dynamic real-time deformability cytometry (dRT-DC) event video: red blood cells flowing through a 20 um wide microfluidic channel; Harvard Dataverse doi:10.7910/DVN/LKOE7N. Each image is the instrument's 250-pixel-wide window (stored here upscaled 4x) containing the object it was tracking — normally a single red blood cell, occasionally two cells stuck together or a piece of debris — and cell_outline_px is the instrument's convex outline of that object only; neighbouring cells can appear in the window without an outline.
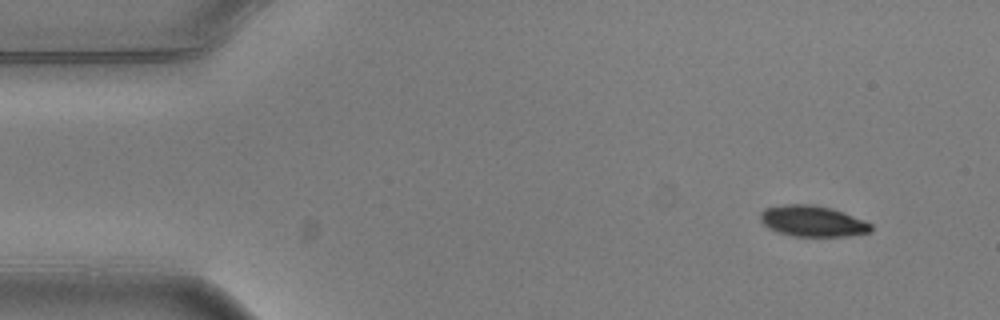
{"species": "common noctule bat (a hibernating species)", "species_latin": "Nyctalus noctula", "temperature_condition": "warm", "stored_images_in_passage": 4, "camera_frame_rate_fps": 3000, "um_per_image_px": 0.085, "animal": {"sex": "male", "body_mass_g": 20.5, "forearm_length_mm": 52.5}, "frame": {"image": 1, "passage_image": 1, "time_ms": 0.0, "image_size_px": [1000, 320], "cell_outline_px": [[872, 232], [848, 236], [792, 236], [768, 228], [760, 220], [760, 212], [764, 208], [784, 204], [812, 204], [832, 208], [844, 212], [864, 220], [872, 224]], "centroid_in_image_um": [69.08, 18.79], "position_along_channel_um": 15.9, "area_um2": 20.11}}
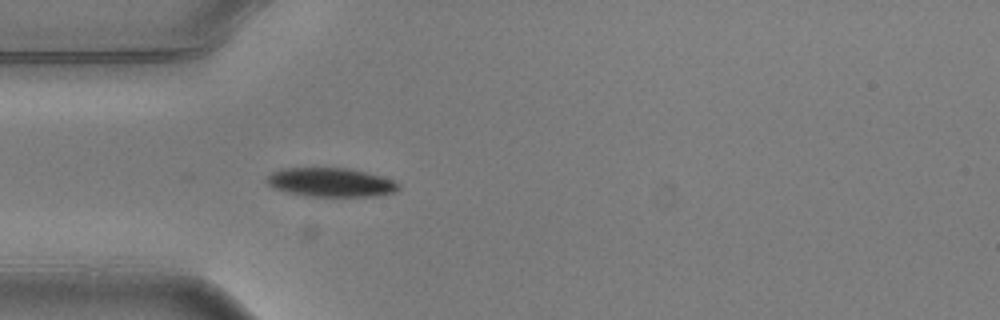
{"frame": {"image": 2, "passage_image": 4, "time_ms": 1.0, "image_size_px": [1000, 320], "cell_outline_px": [[400, 188], [396, 192], [376, 196], [312, 196], [288, 192], [272, 188], [264, 180], [272, 172], [280, 168], [348, 168], [380, 176], [392, 180], [400, 184]], "centroid_in_image_um": [28.1, 15.5], "position_along_channel_um": 56.9, "area_um2": 22.14}}